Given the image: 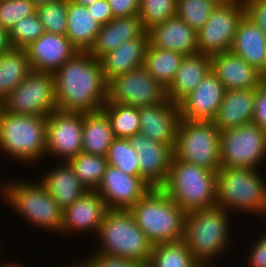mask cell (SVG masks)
<instances>
[{
  "mask_svg": "<svg viewBox=\"0 0 266 267\" xmlns=\"http://www.w3.org/2000/svg\"><path fill=\"white\" fill-rule=\"evenodd\" d=\"M57 109L71 112H97L107 102L108 83L99 59L80 51L54 74Z\"/></svg>",
  "mask_w": 266,
  "mask_h": 267,
  "instance_id": "cell-1",
  "label": "cell"
},
{
  "mask_svg": "<svg viewBox=\"0 0 266 267\" xmlns=\"http://www.w3.org/2000/svg\"><path fill=\"white\" fill-rule=\"evenodd\" d=\"M231 215L218 206L187 212L183 240L202 266H215L214 261L233 246Z\"/></svg>",
  "mask_w": 266,
  "mask_h": 267,
  "instance_id": "cell-2",
  "label": "cell"
},
{
  "mask_svg": "<svg viewBox=\"0 0 266 267\" xmlns=\"http://www.w3.org/2000/svg\"><path fill=\"white\" fill-rule=\"evenodd\" d=\"M92 253L127 259L146 265L153 244L138 227L130 210L108 209L96 238Z\"/></svg>",
  "mask_w": 266,
  "mask_h": 267,
  "instance_id": "cell-3",
  "label": "cell"
},
{
  "mask_svg": "<svg viewBox=\"0 0 266 267\" xmlns=\"http://www.w3.org/2000/svg\"><path fill=\"white\" fill-rule=\"evenodd\" d=\"M46 121L44 116L12 114L0 106V153L20 164L43 163L47 151Z\"/></svg>",
  "mask_w": 266,
  "mask_h": 267,
  "instance_id": "cell-4",
  "label": "cell"
},
{
  "mask_svg": "<svg viewBox=\"0 0 266 267\" xmlns=\"http://www.w3.org/2000/svg\"><path fill=\"white\" fill-rule=\"evenodd\" d=\"M130 211L153 245L183 239L187 212L160 187L151 188Z\"/></svg>",
  "mask_w": 266,
  "mask_h": 267,
  "instance_id": "cell-5",
  "label": "cell"
},
{
  "mask_svg": "<svg viewBox=\"0 0 266 267\" xmlns=\"http://www.w3.org/2000/svg\"><path fill=\"white\" fill-rule=\"evenodd\" d=\"M259 169L221 167L217 172L216 206L232 213L261 215L266 178ZM261 173V174H260ZM262 176V177H261Z\"/></svg>",
  "mask_w": 266,
  "mask_h": 267,
  "instance_id": "cell-6",
  "label": "cell"
},
{
  "mask_svg": "<svg viewBox=\"0 0 266 267\" xmlns=\"http://www.w3.org/2000/svg\"><path fill=\"white\" fill-rule=\"evenodd\" d=\"M22 180L2 183V200L29 225L60 234L63 210L38 179L34 182Z\"/></svg>",
  "mask_w": 266,
  "mask_h": 267,
  "instance_id": "cell-7",
  "label": "cell"
},
{
  "mask_svg": "<svg viewBox=\"0 0 266 267\" xmlns=\"http://www.w3.org/2000/svg\"><path fill=\"white\" fill-rule=\"evenodd\" d=\"M160 188L186 212L214 207L217 172L173 156L168 178Z\"/></svg>",
  "mask_w": 266,
  "mask_h": 267,
  "instance_id": "cell-8",
  "label": "cell"
},
{
  "mask_svg": "<svg viewBox=\"0 0 266 267\" xmlns=\"http://www.w3.org/2000/svg\"><path fill=\"white\" fill-rule=\"evenodd\" d=\"M173 153L177 160L217 171L221 168L220 130L213 121L181 119Z\"/></svg>",
  "mask_w": 266,
  "mask_h": 267,
  "instance_id": "cell-9",
  "label": "cell"
},
{
  "mask_svg": "<svg viewBox=\"0 0 266 267\" xmlns=\"http://www.w3.org/2000/svg\"><path fill=\"white\" fill-rule=\"evenodd\" d=\"M266 132L249 123L220 131L221 167L260 169L266 161Z\"/></svg>",
  "mask_w": 266,
  "mask_h": 267,
  "instance_id": "cell-10",
  "label": "cell"
},
{
  "mask_svg": "<svg viewBox=\"0 0 266 267\" xmlns=\"http://www.w3.org/2000/svg\"><path fill=\"white\" fill-rule=\"evenodd\" d=\"M0 106L12 114L48 117L57 109L54 75L32 70Z\"/></svg>",
  "mask_w": 266,
  "mask_h": 267,
  "instance_id": "cell-11",
  "label": "cell"
},
{
  "mask_svg": "<svg viewBox=\"0 0 266 267\" xmlns=\"http://www.w3.org/2000/svg\"><path fill=\"white\" fill-rule=\"evenodd\" d=\"M167 99L166 88L144 66L119 75L108 82L107 102L134 107L153 106Z\"/></svg>",
  "mask_w": 266,
  "mask_h": 267,
  "instance_id": "cell-12",
  "label": "cell"
},
{
  "mask_svg": "<svg viewBox=\"0 0 266 267\" xmlns=\"http://www.w3.org/2000/svg\"><path fill=\"white\" fill-rule=\"evenodd\" d=\"M244 14L243 0L218 4L206 24L197 32L198 53L214 55L230 51L237 25Z\"/></svg>",
  "mask_w": 266,
  "mask_h": 267,
  "instance_id": "cell-13",
  "label": "cell"
},
{
  "mask_svg": "<svg viewBox=\"0 0 266 267\" xmlns=\"http://www.w3.org/2000/svg\"><path fill=\"white\" fill-rule=\"evenodd\" d=\"M83 115L56 109L47 117L45 159L49 156L68 162L82 152Z\"/></svg>",
  "mask_w": 266,
  "mask_h": 267,
  "instance_id": "cell-14",
  "label": "cell"
},
{
  "mask_svg": "<svg viewBox=\"0 0 266 267\" xmlns=\"http://www.w3.org/2000/svg\"><path fill=\"white\" fill-rule=\"evenodd\" d=\"M151 188L142 176H132L108 165L96 192L108 209L130 210Z\"/></svg>",
  "mask_w": 266,
  "mask_h": 267,
  "instance_id": "cell-15",
  "label": "cell"
},
{
  "mask_svg": "<svg viewBox=\"0 0 266 267\" xmlns=\"http://www.w3.org/2000/svg\"><path fill=\"white\" fill-rule=\"evenodd\" d=\"M128 140L138 153L141 176L152 187H161L168 178L174 147L152 140L140 132Z\"/></svg>",
  "mask_w": 266,
  "mask_h": 267,
  "instance_id": "cell-16",
  "label": "cell"
},
{
  "mask_svg": "<svg viewBox=\"0 0 266 267\" xmlns=\"http://www.w3.org/2000/svg\"><path fill=\"white\" fill-rule=\"evenodd\" d=\"M222 82L211 71L180 103L181 119L213 121L225 94Z\"/></svg>",
  "mask_w": 266,
  "mask_h": 267,
  "instance_id": "cell-17",
  "label": "cell"
},
{
  "mask_svg": "<svg viewBox=\"0 0 266 267\" xmlns=\"http://www.w3.org/2000/svg\"><path fill=\"white\" fill-rule=\"evenodd\" d=\"M26 51L33 71L52 74L80 52L67 36L48 32L32 42Z\"/></svg>",
  "mask_w": 266,
  "mask_h": 267,
  "instance_id": "cell-18",
  "label": "cell"
},
{
  "mask_svg": "<svg viewBox=\"0 0 266 267\" xmlns=\"http://www.w3.org/2000/svg\"><path fill=\"white\" fill-rule=\"evenodd\" d=\"M108 208L96 191H87L80 199L63 210L61 234L91 232L96 236Z\"/></svg>",
  "mask_w": 266,
  "mask_h": 267,
  "instance_id": "cell-19",
  "label": "cell"
},
{
  "mask_svg": "<svg viewBox=\"0 0 266 267\" xmlns=\"http://www.w3.org/2000/svg\"><path fill=\"white\" fill-rule=\"evenodd\" d=\"M180 120L179 104L168 98L153 106L139 107V132L163 144L175 146Z\"/></svg>",
  "mask_w": 266,
  "mask_h": 267,
  "instance_id": "cell-20",
  "label": "cell"
},
{
  "mask_svg": "<svg viewBox=\"0 0 266 267\" xmlns=\"http://www.w3.org/2000/svg\"><path fill=\"white\" fill-rule=\"evenodd\" d=\"M211 71L225 90L254 89L263 83L259 71L231 51L211 55Z\"/></svg>",
  "mask_w": 266,
  "mask_h": 267,
  "instance_id": "cell-21",
  "label": "cell"
},
{
  "mask_svg": "<svg viewBox=\"0 0 266 267\" xmlns=\"http://www.w3.org/2000/svg\"><path fill=\"white\" fill-rule=\"evenodd\" d=\"M153 47L180 53L184 56L198 53L197 32L177 15L147 31Z\"/></svg>",
  "mask_w": 266,
  "mask_h": 267,
  "instance_id": "cell-22",
  "label": "cell"
},
{
  "mask_svg": "<svg viewBox=\"0 0 266 267\" xmlns=\"http://www.w3.org/2000/svg\"><path fill=\"white\" fill-rule=\"evenodd\" d=\"M149 44L148 33L141 37L125 42L99 58L104 79H111L144 65L145 55Z\"/></svg>",
  "mask_w": 266,
  "mask_h": 267,
  "instance_id": "cell-23",
  "label": "cell"
},
{
  "mask_svg": "<svg viewBox=\"0 0 266 267\" xmlns=\"http://www.w3.org/2000/svg\"><path fill=\"white\" fill-rule=\"evenodd\" d=\"M38 180L45 186L47 192L64 210L80 199L88 190L80 183L69 162L61 161L52 166Z\"/></svg>",
  "mask_w": 266,
  "mask_h": 267,
  "instance_id": "cell-24",
  "label": "cell"
},
{
  "mask_svg": "<svg viewBox=\"0 0 266 267\" xmlns=\"http://www.w3.org/2000/svg\"><path fill=\"white\" fill-rule=\"evenodd\" d=\"M211 72V55L196 53L182 58L172 83L166 88L167 98L179 104Z\"/></svg>",
  "mask_w": 266,
  "mask_h": 267,
  "instance_id": "cell-25",
  "label": "cell"
},
{
  "mask_svg": "<svg viewBox=\"0 0 266 267\" xmlns=\"http://www.w3.org/2000/svg\"><path fill=\"white\" fill-rule=\"evenodd\" d=\"M254 102L255 88L226 90L213 122L220 131L252 123Z\"/></svg>",
  "mask_w": 266,
  "mask_h": 267,
  "instance_id": "cell-26",
  "label": "cell"
},
{
  "mask_svg": "<svg viewBox=\"0 0 266 267\" xmlns=\"http://www.w3.org/2000/svg\"><path fill=\"white\" fill-rule=\"evenodd\" d=\"M145 32L138 16L114 18L101 26L96 41L88 52L99 59L123 43L141 37Z\"/></svg>",
  "mask_w": 266,
  "mask_h": 267,
  "instance_id": "cell-27",
  "label": "cell"
},
{
  "mask_svg": "<svg viewBox=\"0 0 266 267\" xmlns=\"http://www.w3.org/2000/svg\"><path fill=\"white\" fill-rule=\"evenodd\" d=\"M230 51L258 71L262 69L266 53V36L245 14L237 25Z\"/></svg>",
  "mask_w": 266,
  "mask_h": 267,
  "instance_id": "cell-28",
  "label": "cell"
},
{
  "mask_svg": "<svg viewBox=\"0 0 266 267\" xmlns=\"http://www.w3.org/2000/svg\"><path fill=\"white\" fill-rule=\"evenodd\" d=\"M101 26L89 12L87 6L68 0L66 36L79 51L91 49Z\"/></svg>",
  "mask_w": 266,
  "mask_h": 267,
  "instance_id": "cell-29",
  "label": "cell"
},
{
  "mask_svg": "<svg viewBox=\"0 0 266 267\" xmlns=\"http://www.w3.org/2000/svg\"><path fill=\"white\" fill-rule=\"evenodd\" d=\"M115 139L107 115L102 111L83 115L82 152L105 156Z\"/></svg>",
  "mask_w": 266,
  "mask_h": 267,
  "instance_id": "cell-30",
  "label": "cell"
},
{
  "mask_svg": "<svg viewBox=\"0 0 266 267\" xmlns=\"http://www.w3.org/2000/svg\"><path fill=\"white\" fill-rule=\"evenodd\" d=\"M32 71L26 48H9L0 54V104Z\"/></svg>",
  "mask_w": 266,
  "mask_h": 267,
  "instance_id": "cell-31",
  "label": "cell"
},
{
  "mask_svg": "<svg viewBox=\"0 0 266 267\" xmlns=\"http://www.w3.org/2000/svg\"><path fill=\"white\" fill-rule=\"evenodd\" d=\"M192 256L185 241H173L153 245L145 267H201Z\"/></svg>",
  "mask_w": 266,
  "mask_h": 267,
  "instance_id": "cell-32",
  "label": "cell"
},
{
  "mask_svg": "<svg viewBox=\"0 0 266 267\" xmlns=\"http://www.w3.org/2000/svg\"><path fill=\"white\" fill-rule=\"evenodd\" d=\"M183 57L180 53L148 44L143 66L156 81L167 88L172 83Z\"/></svg>",
  "mask_w": 266,
  "mask_h": 267,
  "instance_id": "cell-33",
  "label": "cell"
},
{
  "mask_svg": "<svg viewBox=\"0 0 266 267\" xmlns=\"http://www.w3.org/2000/svg\"><path fill=\"white\" fill-rule=\"evenodd\" d=\"M109 118L115 138L128 139L139 133V108L106 102L101 109Z\"/></svg>",
  "mask_w": 266,
  "mask_h": 267,
  "instance_id": "cell-34",
  "label": "cell"
},
{
  "mask_svg": "<svg viewBox=\"0 0 266 267\" xmlns=\"http://www.w3.org/2000/svg\"><path fill=\"white\" fill-rule=\"evenodd\" d=\"M68 162L84 188L88 191H96L108 166L107 158L81 152Z\"/></svg>",
  "mask_w": 266,
  "mask_h": 267,
  "instance_id": "cell-35",
  "label": "cell"
},
{
  "mask_svg": "<svg viewBox=\"0 0 266 267\" xmlns=\"http://www.w3.org/2000/svg\"><path fill=\"white\" fill-rule=\"evenodd\" d=\"M217 5L213 0H176V15L198 32Z\"/></svg>",
  "mask_w": 266,
  "mask_h": 267,
  "instance_id": "cell-36",
  "label": "cell"
},
{
  "mask_svg": "<svg viewBox=\"0 0 266 267\" xmlns=\"http://www.w3.org/2000/svg\"><path fill=\"white\" fill-rule=\"evenodd\" d=\"M108 165L118 168L126 174L141 176L138 153L132 148L128 139L115 138L106 155Z\"/></svg>",
  "mask_w": 266,
  "mask_h": 267,
  "instance_id": "cell-37",
  "label": "cell"
},
{
  "mask_svg": "<svg viewBox=\"0 0 266 267\" xmlns=\"http://www.w3.org/2000/svg\"><path fill=\"white\" fill-rule=\"evenodd\" d=\"M176 16V0H140L138 17L147 32Z\"/></svg>",
  "mask_w": 266,
  "mask_h": 267,
  "instance_id": "cell-38",
  "label": "cell"
},
{
  "mask_svg": "<svg viewBox=\"0 0 266 267\" xmlns=\"http://www.w3.org/2000/svg\"><path fill=\"white\" fill-rule=\"evenodd\" d=\"M68 0L37 5L36 14L45 32L65 35L67 32Z\"/></svg>",
  "mask_w": 266,
  "mask_h": 267,
  "instance_id": "cell-39",
  "label": "cell"
},
{
  "mask_svg": "<svg viewBox=\"0 0 266 267\" xmlns=\"http://www.w3.org/2000/svg\"><path fill=\"white\" fill-rule=\"evenodd\" d=\"M8 33L13 48H27L45 33V29L35 13L23 18Z\"/></svg>",
  "mask_w": 266,
  "mask_h": 267,
  "instance_id": "cell-40",
  "label": "cell"
},
{
  "mask_svg": "<svg viewBox=\"0 0 266 267\" xmlns=\"http://www.w3.org/2000/svg\"><path fill=\"white\" fill-rule=\"evenodd\" d=\"M31 0H0V26L8 32L23 18L36 13Z\"/></svg>",
  "mask_w": 266,
  "mask_h": 267,
  "instance_id": "cell-41",
  "label": "cell"
},
{
  "mask_svg": "<svg viewBox=\"0 0 266 267\" xmlns=\"http://www.w3.org/2000/svg\"><path fill=\"white\" fill-rule=\"evenodd\" d=\"M85 259V260H84ZM82 261H74L78 267H145V265L100 253L88 254Z\"/></svg>",
  "mask_w": 266,
  "mask_h": 267,
  "instance_id": "cell-42",
  "label": "cell"
},
{
  "mask_svg": "<svg viewBox=\"0 0 266 267\" xmlns=\"http://www.w3.org/2000/svg\"><path fill=\"white\" fill-rule=\"evenodd\" d=\"M245 15L255 24L266 36V0H243Z\"/></svg>",
  "mask_w": 266,
  "mask_h": 267,
  "instance_id": "cell-43",
  "label": "cell"
},
{
  "mask_svg": "<svg viewBox=\"0 0 266 267\" xmlns=\"http://www.w3.org/2000/svg\"><path fill=\"white\" fill-rule=\"evenodd\" d=\"M252 244L250 254H247L248 259H245L246 267H266V234H260Z\"/></svg>",
  "mask_w": 266,
  "mask_h": 267,
  "instance_id": "cell-44",
  "label": "cell"
},
{
  "mask_svg": "<svg viewBox=\"0 0 266 267\" xmlns=\"http://www.w3.org/2000/svg\"><path fill=\"white\" fill-rule=\"evenodd\" d=\"M252 123L266 132V83L255 88L254 117Z\"/></svg>",
  "mask_w": 266,
  "mask_h": 267,
  "instance_id": "cell-45",
  "label": "cell"
},
{
  "mask_svg": "<svg viewBox=\"0 0 266 267\" xmlns=\"http://www.w3.org/2000/svg\"><path fill=\"white\" fill-rule=\"evenodd\" d=\"M114 18L138 16L140 0H108Z\"/></svg>",
  "mask_w": 266,
  "mask_h": 267,
  "instance_id": "cell-46",
  "label": "cell"
},
{
  "mask_svg": "<svg viewBox=\"0 0 266 267\" xmlns=\"http://www.w3.org/2000/svg\"><path fill=\"white\" fill-rule=\"evenodd\" d=\"M87 9L100 25H105L114 19L108 0H97L94 4L87 6Z\"/></svg>",
  "mask_w": 266,
  "mask_h": 267,
  "instance_id": "cell-47",
  "label": "cell"
},
{
  "mask_svg": "<svg viewBox=\"0 0 266 267\" xmlns=\"http://www.w3.org/2000/svg\"><path fill=\"white\" fill-rule=\"evenodd\" d=\"M11 47L8 31L0 26V54Z\"/></svg>",
  "mask_w": 266,
  "mask_h": 267,
  "instance_id": "cell-48",
  "label": "cell"
},
{
  "mask_svg": "<svg viewBox=\"0 0 266 267\" xmlns=\"http://www.w3.org/2000/svg\"><path fill=\"white\" fill-rule=\"evenodd\" d=\"M0 267H25V264L23 265V263H19L18 261L16 262V261H12V259H11V261H9V262H2L1 260H0Z\"/></svg>",
  "mask_w": 266,
  "mask_h": 267,
  "instance_id": "cell-49",
  "label": "cell"
},
{
  "mask_svg": "<svg viewBox=\"0 0 266 267\" xmlns=\"http://www.w3.org/2000/svg\"><path fill=\"white\" fill-rule=\"evenodd\" d=\"M69 1L83 6H89L94 4L97 0H69Z\"/></svg>",
  "mask_w": 266,
  "mask_h": 267,
  "instance_id": "cell-50",
  "label": "cell"
},
{
  "mask_svg": "<svg viewBox=\"0 0 266 267\" xmlns=\"http://www.w3.org/2000/svg\"><path fill=\"white\" fill-rule=\"evenodd\" d=\"M263 83H266V53L264 57V63L262 69L259 71Z\"/></svg>",
  "mask_w": 266,
  "mask_h": 267,
  "instance_id": "cell-51",
  "label": "cell"
},
{
  "mask_svg": "<svg viewBox=\"0 0 266 267\" xmlns=\"http://www.w3.org/2000/svg\"><path fill=\"white\" fill-rule=\"evenodd\" d=\"M36 6L40 5V4H44V3H48V2H56V1H60V0H31Z\"/></svg>",
  "mask_w": 266,
  "mask_h": 267,
  "instance_id": "cell-52",
  "label": "cell"
},
{
  "mask_svg": "<svg viewBox=\"0 0 266 267\" xmlns=\"http://www.w3.org/2000/svg\"><path fill=\"white\" fill-rule=\"evenodd\" d=\"M261 216H262V219H264V222H265V219H266V204L264 206V209H263V212H262ZM264 227H266V226H264ZM264 231H263V233L266 234V230H264Z\"/></svg>",
  "mask_w": 266,
  "mask_h": 267,
  "instance_id": "cell-53",
  "label": "cell"
},
{
  "mask_svg": "<svg viewBox=\"0 0 266 267\" xmlns=\"http://www.w3.org/2000/svg\"><path fill=\"white\" fill-rule=\"evenodd\" d=\"M213 1L217 2L218 4H224V3H227L230 0H213Z\"/></svg>",
  "mask_w": 266,
  "mask_h": 267,
  "instance_id": "cell-54",
  "label": "cell"
},
{
  "mask_svg": "<svg viewBox=\"0 0 266 267\" xmlns=\"http://www.w3.org/2000/svg\"><path fill=\"white\" fill-rule=\"evenodd\" d=\"M2 184L0 183V186H1ZM3 192H4V187H3V185L0 187V198H2L3 197Z\"/></svg>",
  "mask_w": 266,
  "mask_h": 267,
  "instance_id": "cell-55",
  "label": "cell"
},
{
  "mask_svg": "<svg viewBox=\"0 0 266 267\" xmlns=\"http://www.w3.org/2000/svg\"><path fill=\"white\" fill-rule=\"evenodd\" d=\"M74 262H72V264H70L69 266L66 265V267H78L75 263L73 264Z\"/></svg>",
  "mask_w": 266,
  "mask_h": 267,
  "instance_id": "cell-56",
  "label": "cell"
},
{
  "mask_svg": "<svg viewBox=\"0 0 266 267\" xmlns=\"http://www.w3.org/2000/svg\"><path fill=\"white\" fill-rule=\"evenodd\" d=\"M201 267H214V265H209V266H201ZM216 267V265H215Z\"/></svg>",
  "mask_w": 266,
  "mask_h": 267,
  "instance_id": "cell-57",
  "label": "cell"
}]
</instances>
